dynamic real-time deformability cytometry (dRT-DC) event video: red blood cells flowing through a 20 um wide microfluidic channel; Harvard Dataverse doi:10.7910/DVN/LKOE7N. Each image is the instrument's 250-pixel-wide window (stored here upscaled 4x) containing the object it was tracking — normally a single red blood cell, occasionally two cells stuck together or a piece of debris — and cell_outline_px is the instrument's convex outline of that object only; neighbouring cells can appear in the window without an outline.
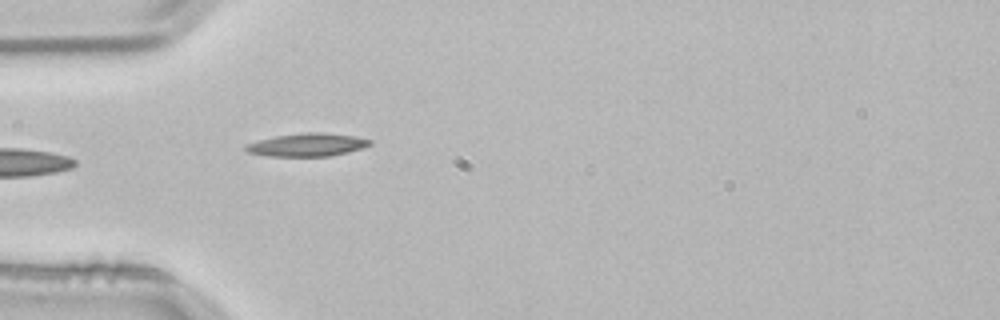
{"species": "common noctule bat (a hibernating species)", "species_latin": "Nyctalus noctula", "temperature_condition": "room temperature", "stored_images_in_passage": 3, "camera_frame_rate_fps": 3000, "um_per_image_px": 0.085, "animal": {"sex": "male", "body_mass_g": 21.5, "forearm_length_mm": 52.0}, "frame": {"image": 1, "passage_image": 3, "time_ms": 0.667, "image_size_px": [1000, 320], "cell_outline_px": [[372, 144], [348, 152], [328, 156], [268, 156], [248, 152], [244, 148], [244, 144], [276, 136], [304, 132], [324, 132], [356, 136], [372, 140]], "centroid_in_image_um": [26.12, 12.3], "position_along_channel_um": 58.9, "area_um2": 16.65}}